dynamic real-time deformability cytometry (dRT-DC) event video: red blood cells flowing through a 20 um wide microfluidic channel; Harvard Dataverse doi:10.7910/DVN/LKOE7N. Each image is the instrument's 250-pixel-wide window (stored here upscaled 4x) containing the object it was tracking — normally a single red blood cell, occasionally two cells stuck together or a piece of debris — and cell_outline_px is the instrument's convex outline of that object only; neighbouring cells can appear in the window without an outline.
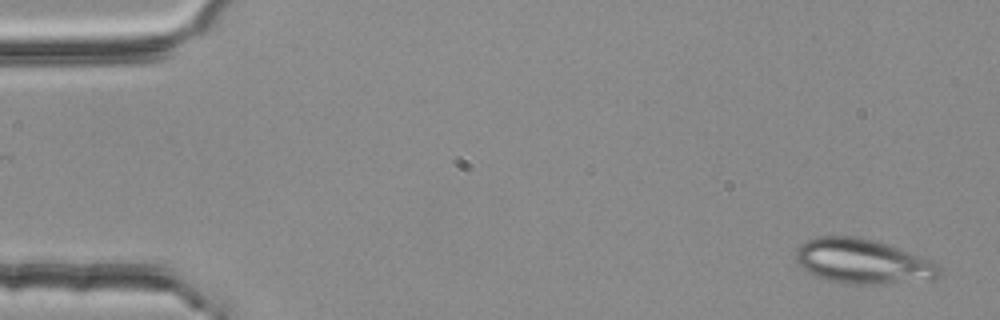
{"species": "common noctule bat (a hibernating species)", "species_latin": "Nyctalus noctula", "temperature_condition": "room temperature", "stored_images_in_passage": 5, "segment_of_instrument_passage": [2, 2], "camera_frame_rate_fps": 3000, "um_per_image_px": 0.085, "animal": {"sex": "female", "body_mass_g": 25.1}, "frame": {"image": 1, "passage_image": 5, "time_ms": 1.333, "image_size_px": [1000, 320], "cell_outline_px": [[944, 268], [940, 276], [932, 280], [872, 284], [844, 284], [828, 280], [816, 276], [804, 268], [796, 260], [796, 248], [800, 244], [816, 236], [852, 236], [872, 240], [900, 248], [936, 260]], "centroid_in_image_um": [73.43, 22.22], "position_along_channel_um": 11.6, "area_um2": 37.86}}